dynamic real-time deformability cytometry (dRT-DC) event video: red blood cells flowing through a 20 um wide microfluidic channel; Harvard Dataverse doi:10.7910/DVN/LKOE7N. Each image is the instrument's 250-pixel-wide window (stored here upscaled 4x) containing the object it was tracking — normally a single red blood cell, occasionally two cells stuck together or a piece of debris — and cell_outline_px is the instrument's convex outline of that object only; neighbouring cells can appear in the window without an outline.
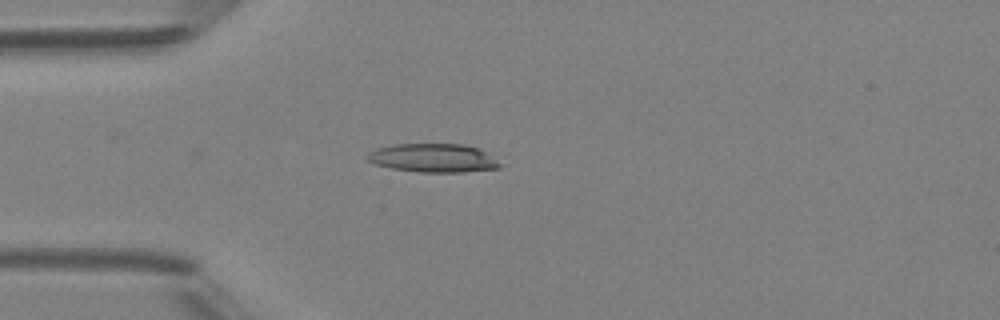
{"species": "Egyptian fruit bat (a non-hibernating species)", "species_latin": "Rousettus aegyptiacus", "temperature_condition": "room temperature", "stored_images_in_passage": 36, "camera_frame_rate_fps": 3000, "um_per_image_px": 0.085, "animal": {"sex": "female"}, "frame": {"image": 1, "passage_image": 1, "time_ms": 0.0, "image_size_px": [1000, 320], "cell_outline_px": [[504, 164], [500, 168], [464, 172], [420, 172], [392, 168], [376, 164], [368, 160], [364, 156], [368, 152], [376, 148], [392, 144], [464, 144], [480, 148]], "centroid_in_image_um": [36.85, 13.42], "position_along_channel_um": 48.1, "area_um2": 22.37}}
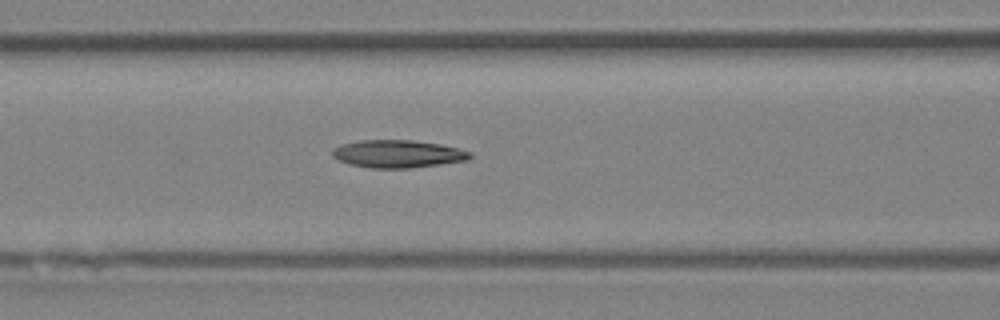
{"frame": {"image": 2, "passage_image": 8, "time_ms": 2.333, "image_size_px": [1000, 320], "cell_outline_px": [[472, 156], [468, 160], [440, 164], [408, 168], [372, 168], [348, 164], [336, 160], [332, 156], [332, 148], [340, 144], [360, 140], [412, 140], [440, 144], [472, 152]], "centroid_in_image_um": [33.76, 13.08], "position_along_channel_um": 132.8, "area_um2": 22.31}}
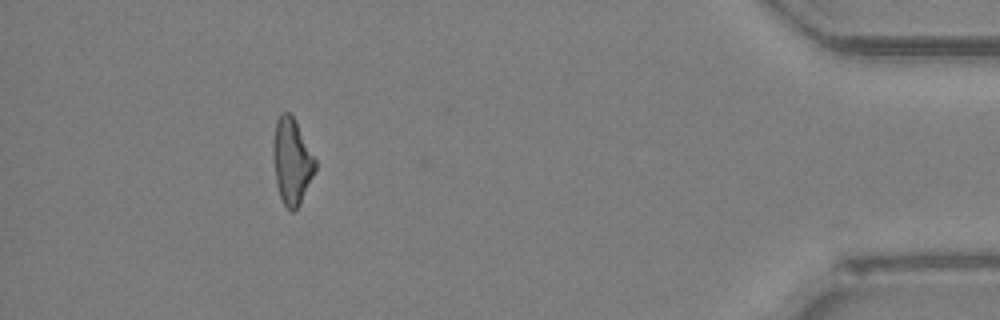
{"frame": {"image": 3, "passage_image": 32, "time_ms": 10.333, "image_size_px": [1000, 320], "cell_outline_px": [[316, 168], [300, 204], [292, 212], [284, 204], [280, 196], [276, 184], [272, 144], [276, 120], [280, 112], [288, 112], [292, 116], [316, 160]], "centroid_in_image_um": [24.78, 13.7], "position_along_channel_um": 410.4, "area_um2": 20.69}, "authors_computed_cell_mechanics": {"area_um2": 21.7617, "velocity_mm_per_s": 4.2177, "shape_relaxation_time_tau1_ms": 11.0297, "shape_relaxation_time_tau2_ms": null, "deformation_change_tau1": 0.23, "deformation_change_tau2": null}}